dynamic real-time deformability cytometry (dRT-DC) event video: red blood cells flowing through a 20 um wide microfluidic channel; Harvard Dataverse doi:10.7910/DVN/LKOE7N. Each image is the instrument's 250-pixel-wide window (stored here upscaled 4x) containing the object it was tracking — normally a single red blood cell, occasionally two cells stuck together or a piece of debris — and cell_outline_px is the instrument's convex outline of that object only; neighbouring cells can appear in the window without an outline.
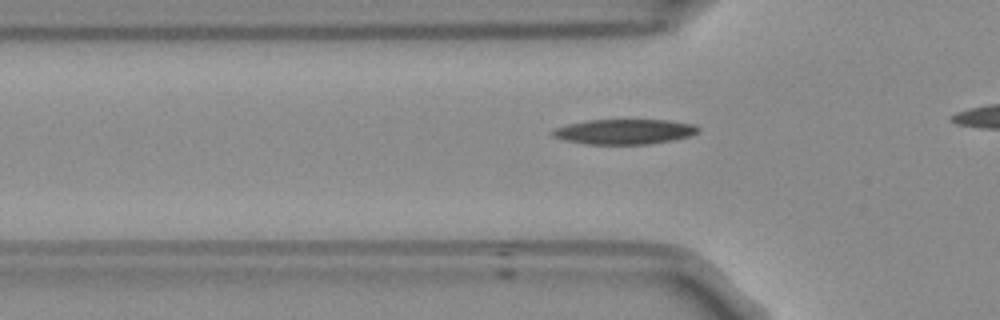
{"species": "Egyptian fruit bat (a non-hibernating species)", "species_latin": "Rousettus aegyptiacus", "temperature_condition": "room temperature", "stored_images_in_passage": 11, "camera_frame_rate_fps": 3000, "um_per_image_px": 0.085, "frame": {"image": 1, "passage_image": 5, "time_ms": 1.333, "image_size_px": [1000, 320], "cell_outline_px": [[700, 132], [688, 136], [672, 140], [652, 144], [584, 144], [564, 140], [552, 136], [548, 132], [556, 128], [568, 124], [588, 120], [668, 120], [692, 124], [700, 128]], "centroid_in_image_um": [53.05, 11.19], "position_along_channel_um": 72.8, "area_um2": 21.33}}